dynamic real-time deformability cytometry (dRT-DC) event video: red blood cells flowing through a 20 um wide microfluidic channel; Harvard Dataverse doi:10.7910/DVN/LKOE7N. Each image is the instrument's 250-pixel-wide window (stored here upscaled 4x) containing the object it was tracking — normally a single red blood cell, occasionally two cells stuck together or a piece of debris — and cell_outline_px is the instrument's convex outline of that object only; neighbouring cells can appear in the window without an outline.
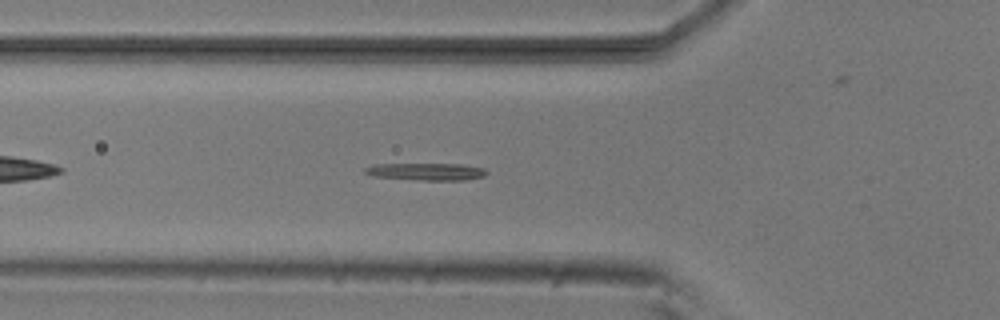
{"species": "common noctule bat (a hibernating species)", "species_latin": "Nyctalus noctula", "temperature_condition": "room temperature", "stored_images_in_passage": 43, "camera_frame_rate_fps": 3000, "um_per_image_px": 0.085, "animal": {"sex": "male", "body_mass_g": 20.5, "forearm_length_mm": 52.5}, "frame": {"image": 1, "passage_image": 7, "time_ms": 2.0, "image_size_px": [1000, 320], "cell_outline_px": [[488, 172], [484, 176], [464, 180], [420, 180], [376, 176], [364, 172], [364, 168], [372, 164], [460, 164], [484, 168]], "centroid_in_image_um": [36.25, 14.58], "position_along_channel_um": 89.5, "area_um2": 12.08}}
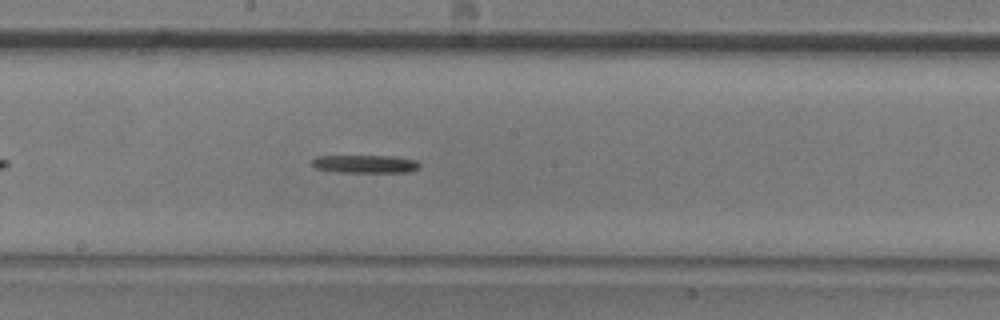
{"frame": {"image": 2, "passage_image": 17, "time_ms": 5.333, "image_size_px": [1000, 320], "cell_outline_px": [[420, 164], [416, 168], [408, 172], [336, 172], [316, 168], [312, 164], [312, 160], [316, 156], [396, 156], [416, 160]], "centroid_in_image_um": [31.02, 13.93], "position_along_channel_um": 217.2, "area_um2": 11.21}}
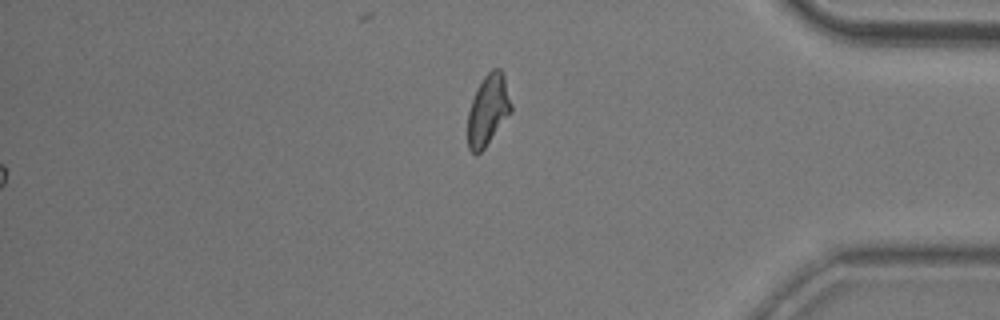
{"frame": {"image": 3, "passage_image": 43, "time_ms": 14.0, "image_size_px": [1000, 320], "cell_outline_px": [[512, 112], [484, 148], [476, 156], [468, 148], [468, 112], [472, 100], [484, 76], [492, 68], [500, 68], [504, 76], [512, 104]], "centroid_in_image_um": [41.5, 9.36], "position_along_channel_um": 393.7, "area_um2": 17.8}}